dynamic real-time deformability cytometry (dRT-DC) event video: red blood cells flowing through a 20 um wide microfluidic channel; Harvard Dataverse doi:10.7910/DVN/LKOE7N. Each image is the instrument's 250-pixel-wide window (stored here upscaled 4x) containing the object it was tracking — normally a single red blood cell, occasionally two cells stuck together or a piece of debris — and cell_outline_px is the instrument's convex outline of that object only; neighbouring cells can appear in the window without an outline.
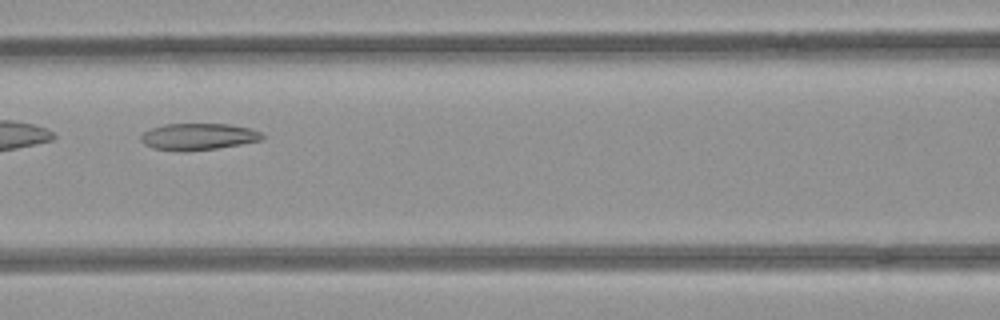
{"species": "common noctule bat (a hibernating species)", "species_latin": "Nyctalus noctula", "temperature_condition": "room temperature", "stored_images_in_passage": 3, "camera_frame_rate_fps": 3000, "um_per_image_px": 0.085, "animal": {"sex": "female", "body_mass_g": 21.9}, "frame": {"image": 1, "passage_image": 3, "time_ms": 0.667, "image_size_px": [1000, 320], "cell_outline_px": [[264, 140], [216, 148], [184, 152], [152, 148], [144, 144], [140, 140], [140, 136], [144, 132], [152, 128], [164, 124], [228, 124], [252, 128], [260, 132], [264, 136]], "centroid_in_image_um": [16.86, 11.62], "position_along_channel_um": 149.7, "area_um2": 18.96}}